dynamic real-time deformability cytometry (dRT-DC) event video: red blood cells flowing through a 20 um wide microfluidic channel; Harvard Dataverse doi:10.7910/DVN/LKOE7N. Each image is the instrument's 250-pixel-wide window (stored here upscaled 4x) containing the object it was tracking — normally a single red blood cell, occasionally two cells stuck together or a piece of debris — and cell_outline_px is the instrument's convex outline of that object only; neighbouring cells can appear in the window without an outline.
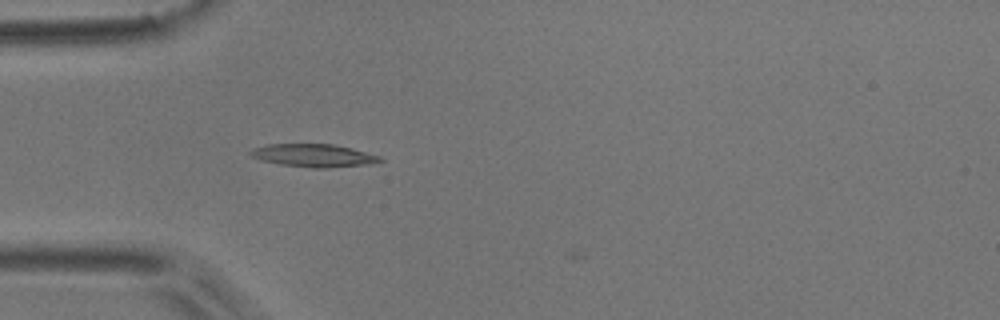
{"species": "common noctule bat (a hibernating species)", "species_latin": "Nyctalus noctula", "temperature_condition": "room temperature", "stored_images_in_passage": 3, "camera_frame_rate_fps": 3000, "um_per_image_px": 0.085, "animal": {"sex": "male", "body_mass_g": 17.9}, "frame": {"image": 1, "passage_image": 3, "time_ms": 0.667, "image_size_px": [1000, 320], "cell_outline_px": [[384, 160], [372, 164], [328, 168], [312, 168], [280, 164], [260, 160], [252, 156], [248, 152], [252, 148], [268, 144], [332, 144], [352, 148], [380, 156]], "centroid_in_image_um": [26.67, 13.22], "position_along_channel_um": 58.3, "area_um2": 17.4}}